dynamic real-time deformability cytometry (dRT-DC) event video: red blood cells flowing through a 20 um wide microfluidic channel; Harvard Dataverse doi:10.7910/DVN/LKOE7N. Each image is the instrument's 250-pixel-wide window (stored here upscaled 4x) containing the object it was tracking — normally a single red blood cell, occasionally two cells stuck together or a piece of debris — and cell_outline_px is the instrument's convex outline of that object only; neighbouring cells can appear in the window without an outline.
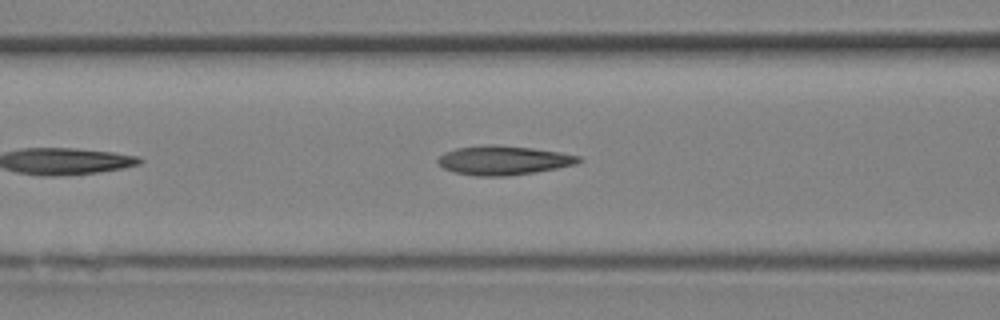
{"species": "Egyptian fruit bat (a non-hibernating species)", "species_latin": "Rousettus aegyptiacus", "temperature_condition": "room temperature", "stored_images_in_passage": 9, "camera_frame_rate_fps": 3000, "um_per_image_px": 0.085, "animal": {"sex": "female"}, "frame": {"image": 1, "passage_image": 9, "time_ms": 2.667, "image_size_px": [1000, 320], "cell_outline_px": [[584, 160], [576, 164], [536, 172], [504, 176], [476, 176], [456, 172], [444, 168], [436, 160], [444, 152], [456, 148], [488, 144], [496, 144], [532, 148], [560, 152], [580, 156]], "centroid_in_image_um": [42.81, 13.62], "position_along_channel_um": 123.8, "area_um2": 23.87}}